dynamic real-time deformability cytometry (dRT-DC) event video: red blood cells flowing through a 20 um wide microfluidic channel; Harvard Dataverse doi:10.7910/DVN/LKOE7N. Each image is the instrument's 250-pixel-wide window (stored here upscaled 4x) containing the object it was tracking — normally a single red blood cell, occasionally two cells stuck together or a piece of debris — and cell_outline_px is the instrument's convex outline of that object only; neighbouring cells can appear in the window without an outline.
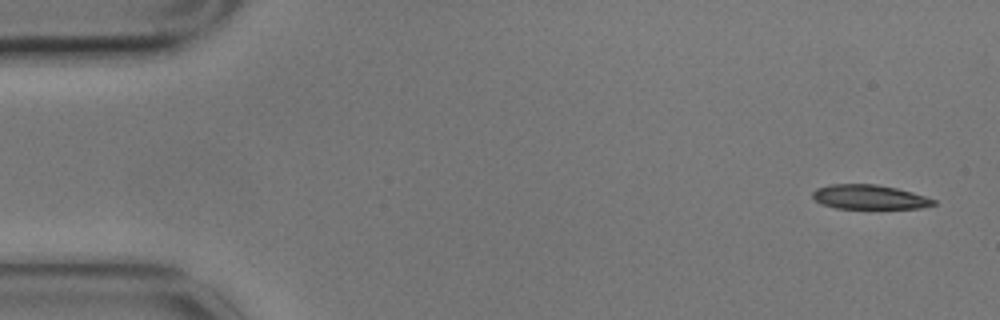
{"species": "common noctule bat (a hibernating species)", "species_latin": "Nyctalus noctula", "temperature_condition": "cold", "stored_images_in_passage": 6, "camera_frame_rate_fps": 3000, "um_per_image_px": 0.085, "animal": {"sex": "male", "body_mass_g": 17.9}, "frame": {"image": 1, "passage_image": 1, "time_ms": 0.0, "image_size_px": [1000, 320], "cell_outline_px": [[936, 204], [920, 208], [836, 208], [820, 204], [812, 196], [812, 192], [816, 188], [828, 184], [876, 184], [896, 188], [912, 192], [936, 200]], "centroid_in_image_um": [73.86, 16.74], "position_along_channel_um": 11.1, "area_um2": 17.17}}
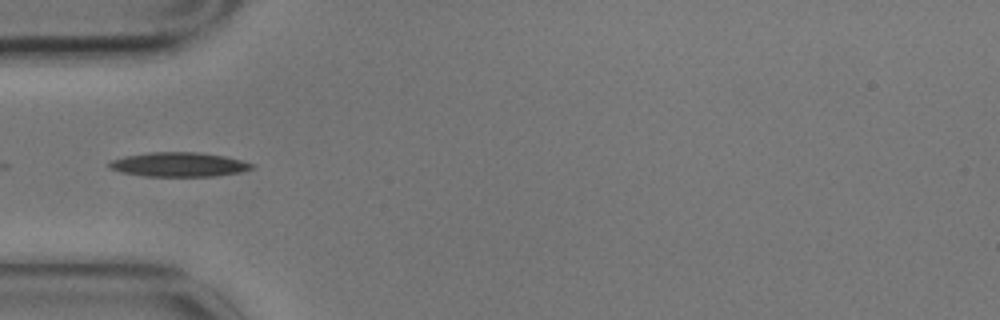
{"frame": {"image": 2, "passage_image": 4, "time_ms": 1.0, "image_size_px": [1000, 320], "cell_outline_px": [[256, 168], [240, 172], [216, 176], [144, 176], [120, 172], [108, 168], [108, 164], [112, 160], [124, 156], [148, 152], [196, 152], [224, 156], [256, 164]], "centroid_in_image_um": [15.21, 13.98], "position_along_channel_um": 69.8, "area_um2": 20.35}}